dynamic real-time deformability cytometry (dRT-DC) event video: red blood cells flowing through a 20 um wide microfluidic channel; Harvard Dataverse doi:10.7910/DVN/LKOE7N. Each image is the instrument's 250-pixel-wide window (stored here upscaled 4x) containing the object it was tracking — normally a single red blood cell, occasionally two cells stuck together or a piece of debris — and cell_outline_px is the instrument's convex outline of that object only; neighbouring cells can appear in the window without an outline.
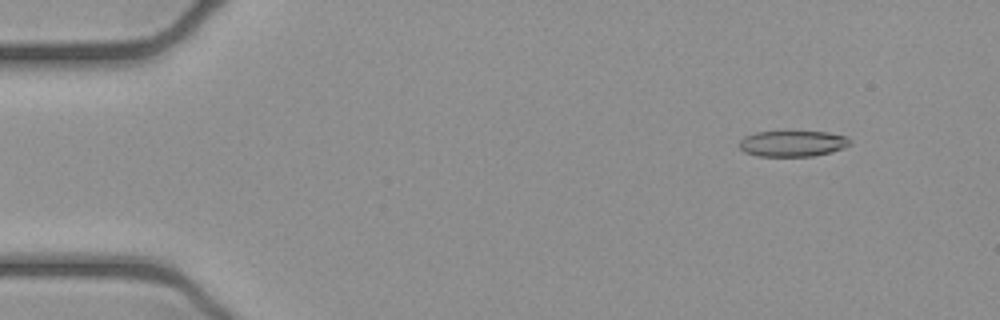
{"species": "common noctule bat (a hibernating species)", "species_latin": "Nyctalus noctula", "temperature_condition": "cold", "stored_images_in_passage": 53, "camera_frame_rate_fps": 3000, "um_per_image_px": 0.085, "animal": {"sex": "female", "body_mass_g": 21.9}, "frame": {"image": 1, "passage_image": 6, "time_ms": 1.667, "image_size_px": [1000, 320], "cell_outline_px": [[852, 144], [844, 148], [832, 152], [812, 156], [756, 156], [744, 152], [740, 148], [740, 140], [744, 136], [756, 132], [828, 132], [848, 136], [852, 140]], "centroid_in_image_um": [67.42, 12.2], "position_along_channel_um": 17.6, "area_um2": 16.88}}
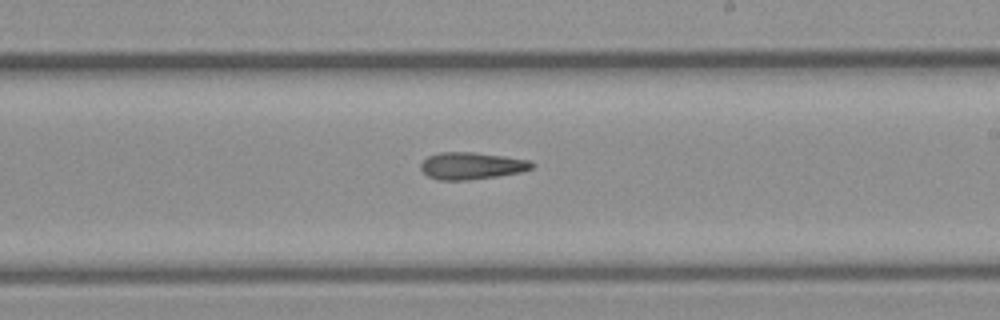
{"frame": {"image": 2, "passage_image": 31, "time_ms": 10.0, "image_size_px": [1000, 320], "cell_outline_px": [[536, 164], [532, 168], [520, 172], [496, 176], [468, 180], [440, 180], [428, 176], [420, 168], [420, 164], [428, 156], [440, 152], [472, 152], [504, 156], [532, 160]], "centroid_in_image_um": [40.11, 14.08], "position_along_channel_um": 248.9, "area_um2": 17.51}}
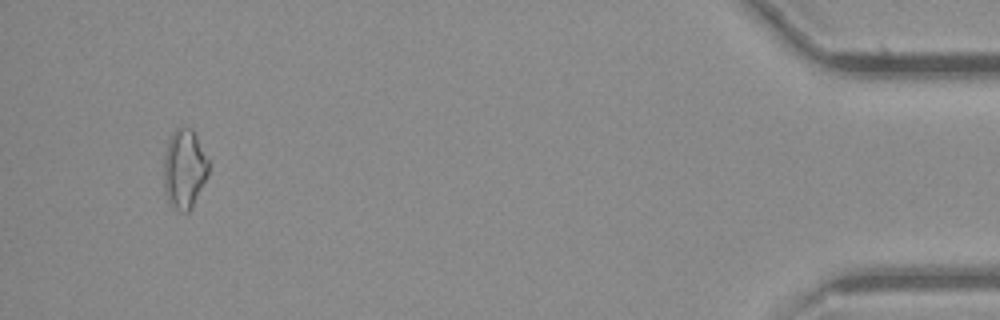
{"frame": {"image": 3, "passage_image": 50, "time_ms": 16.333, "image_size_px": [1000, 320], "cell_outline_px": [[208, 176], [192, 208], [188, 212], [180, 212], [168, 204], [164, 192], [164, 156], [168, 140], [172, 132], [180, 124], [192, 128], [208, 160]], "centroid_in_image_um": [15.65, 14.36], "position_along_channel_um": 419.6, "area_um2": 21.1}, "authors_computed_cell_mechanics": {"area_um2": 17.918, "velocity_mm_per_s": 3.9344, "shape_relaxation_time_tau1_ms": null, "shape_relaxation_time_tau2_ms": 7.071, "deformation_change_tau1": null, "deformation_change_tau2": 0.1811}}